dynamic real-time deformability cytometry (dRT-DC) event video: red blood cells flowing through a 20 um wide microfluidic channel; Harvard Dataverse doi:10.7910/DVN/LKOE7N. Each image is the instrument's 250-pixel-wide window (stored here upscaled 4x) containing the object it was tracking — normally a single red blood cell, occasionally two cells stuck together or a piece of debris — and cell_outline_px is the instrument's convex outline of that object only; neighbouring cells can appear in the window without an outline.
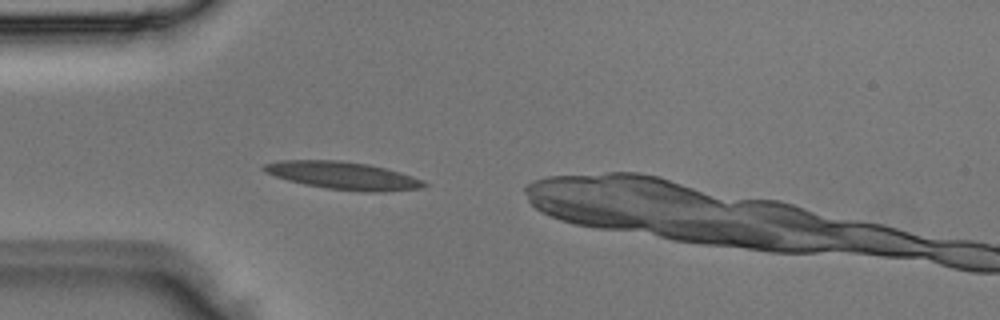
{"species": "Egyptian fruit bat (a non-hibernating species)", "species_latin": "Rousettus aegyptiacus", "temperature_condition": "room temperature", "stored_images_in_passage": 1, "camera_frame_rate_fps": 3000, "um_per_image_px": 0.085, "animal": {"sex": "male"}, "frame": {"image": 1, "passage_image": 1, "time_ms": 0.0, "image_size_px": [1000, 320], "cell_outline_px": [[428, 184], [424, 188], [384, 192], [364, 192], [328, 188], [304, 184], [288, 180], [264, 172], [260, 168], [264, 164], [280, 160], [340, 160], [368, 164], [400, 172], [424, 180]], "centroid_in_image_um": [29.18, 14.92], "position_along_channel_um": 55.8, "area_um2": 25.89}}